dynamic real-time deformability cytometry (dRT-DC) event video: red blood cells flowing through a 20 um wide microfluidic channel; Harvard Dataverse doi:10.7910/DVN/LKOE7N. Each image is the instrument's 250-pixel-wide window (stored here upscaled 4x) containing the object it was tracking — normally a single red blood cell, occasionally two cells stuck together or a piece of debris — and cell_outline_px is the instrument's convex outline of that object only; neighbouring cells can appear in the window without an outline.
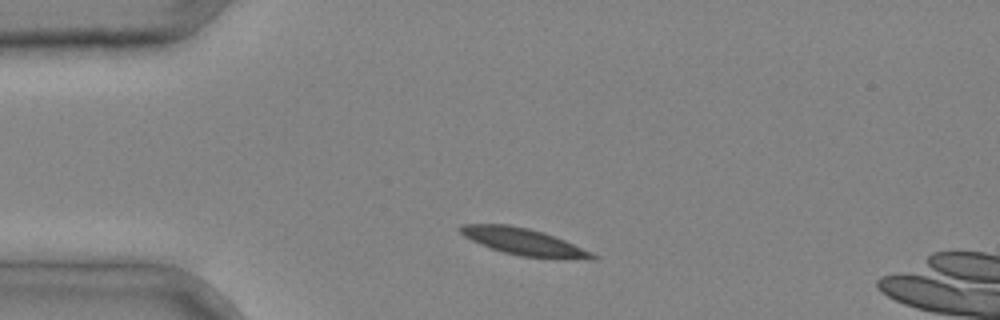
{"species": "common noctule bat (a hibernating species)", "species_latin": "Nyctalus noctula", "temperature_condition": "cold", "stored_images_in_passage": 2, "camera_frame_rate_fps": 3000, "um_per_image_px": 0.085, "animal": {"sex": "male", "body_mass_g": 20.4}, "frame": {"image": 1, "passage_image": 1, "time_ms": 0.0, "image_size_px": [1000, 320], "cell_outline_px": [[600, 256], [596, 260], [556, 260], [520, 256], [504, 252], [480, 244], [464, 236], [456, 228], [464, 224], [508, 224], [528, 228], [544, 232], [564, 240], [592, 252]], "centroid_in_image_um": [44.62, 20.58], "position_along_channel_um": 40.4, "area_um2": 21.15}}